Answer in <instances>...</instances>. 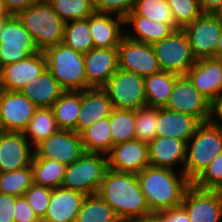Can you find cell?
<instances>
[{
  "label": "cell",
  "instance_id": "52",
  "mask_svg": "<svg viewBox=\"0 0 222 222\" xmlns=\"http://www.w3.org/2000/svg\"><path fill=\"white\" fill-rule=\"evenodd\" d=\"M13 16V14L8 13L5 16H1L0 17V34L2 32V30L4 29L6 22Z\"/></svg>",
  "mask_w": 222,
  "mask_h": 222
},
{
  "label": "cell",
  "instance_id": "2",
  "mask_svg": "<svg viewBox=\"0 0 222 222\" xmlns=\"http://www.w3.org/2000/svg\"><path fill=\"white\" fill-rule=\"evenodd\" d=\"M136 176L150 212L181 206L184 193L192 184L184 173L177 178L173 169L150 165Z\"/></svg>",
  "mask_w": 222,
  "mask_h": 222
},
{
  "label": "cell",
  "instance_id": "54",
  "mask_svg": "<svg viewBox=\"0 0 222 222\" xmlns=\"http://www.w3.org/2000/svg\"><path fill=\"white\" fill-rule=\"evenodd\" d=\"M2 74H3V66L0 64V88H2Z\"/></svg>",
  "mask_w": 222,
  "mask_h": 222
},
{
  "label": "cell",
  "instance_id": "10",
  "mask_svg": "<svg viewBox=\"0 0 222 222\" xmlns=\"http://www.w3.org/2000/svg\"><path fill=\"white\" fill-rule=\"evenodd\" d=\"M183 30L189 38L196 61L216 57V48L221 34L220 16L216 13H202Z\"/></svg>",
  "mask_w": 222,
  "mask_h": 222
},
{
  "label": "cell",
  "instance_id": "23",
  "mask_svg": "<svg viewBox=\"0 0 222 222\" xmlns=\"http://www.w3.org/2000/svg\"><path fill=\"white\" fill-rule=\"evenodd\" d=\"M94 12L88 17V27L94 41V48H118L125 30L121 29L124 18L116 15ZM121 25V26H120Z\"/></svg>",
  "mask_w": 222,
  "mask_h": 222
},
{
  "label": "cell",
  "instance_id": "41",
  "mask_svg": "<svg viewBox=\"0 0 222 222\" xmlns=\"http://www.w3.org/2000/svg\"><path fill=\"white\" fill-rule=\"evenodd\" d=\"M192 184L199 189L222 191V152Z\"/></svg>",
  "mask_w": 222,
  "mask_h": 222
},
{
  "label": "cell",
  "instance_id": "11",
  "mask_svg": "<svg viewBox=\"0 0 222 222\" xmlns=\"http://www.w3.org/2000/svg\"><path fill=\"white\" fill-rule=\"evenodd\" d=\"M40 52L31 34L16 15L7 22L0 34V64L6 66Z\"/></svg>",
  "mask_w": 222,
  "mask_h": 222
},
{
  "label": "cell",
  "instance_id": "9",
  "mask_svg": "<svg viewBox=\"0 0 222 222\" xmlns=\"http://www.w3.org/2000/svg\"><path fill=\"white\" fill-rule=\"evenodd\" d=\"M197 118L201 123L211 121L212 103L193 86L186 75H179L164 107Z\"/></svg>",
  "mask_w": 222,
  "mask_h": 222
},
{
  "label": "cell",
  "instance_id": "16",
  "mask_svg": "<svg viewBox=\"0 0 222 222\" xmlns=\"http://www.w3.org/2000/svg\"><path fill=\"white\" fill-rule=\"evenodd\" d=\"M107 154L108 169L117 172L137 174L150 165L148 143L137 139L116 144Z\"/></svg>",
  "mask_w": 222,
  "mask_h": 222
},
{
  "label": "cell",
  "instance_id": "6",
  "mask_svg": "<svg viewBox=\"0 0 222 222\" xmlns=\"http://www.w3.org/2000/svg\"><path fill=\"white\" fill-rule=\"evenodd\" d=\"M100 153L85 152L66 167L61 187L78 191L85 196L97 194L107 171V157Z\"/></svg>",
  "mask_w": 222,
  "mask_h": 222
},
{
  "label": "cell",
  "instance_id": "12",
  "mask_svg": "<svg viewBox=\"0 0 222 222\" xmlns=\"http://www.w3.org/2000/svg\"><path fill=\"white\" fill-rule=\"evenodd\" d=\"M85 153L80 134L71 130H59L34 147V155L42 159L57 160L66 166Z\"/></svg>",
  "mask_w": 222,
  "mask_h": 222
},
{
  "label": "cell",
  "instance_id": "35",
  "mask_svg": "<svg viewBox=\"0 0 222 222\" xmlns=\"http://www.w3.org/2000/svg\"><path fill=\"white\" fill-rule=\"evenodd\" d=\"M63 43L81 53L93 49L94 41L88 27V18L67 22Z\"/></svg>",
  "mask_w": 222,
  "mask_h": 222
},
{
  "label": "cell",
  "instance_id": "34",
  "mask_svg": "<svg viewBox=\"0 0 222 222\" xmlns=\"http://www.w3.org/2000/svg\"><path fill=\"white\" fill-rule=\"evenodd\" d=\"M112 146L136 139L135 110L113 109L110 114Z\"/></svg>",
  "mask_w": 222,
  "mask_h": 222
},
{
  "label": "cell",
  "instance_id": "38",
  "mask_svg": "<svg viewBox=\"0 0 222 222\" xmlns=\"http://www.w3.org/2000/svg\"><path fill=\"white\" fill-rule=\"evenodd\" d=\"M53 10L67 23L86 19L94 12V0H47Z\"/></svg>",
  "mask_w": 222,
  "mask_h": 222
},
{
  "label": "cell",
  "instance_id": "27",
  "mask_svg": "<svg viewBox=\"0 0 222 222\" xmlns=\"http://www.w3.org/2000/svg\"><path fill=\"white\" fill-rule=\"evenodd\" d=\"M126 24H133V29H135L136 33L134 35V33L129 34V32L125 31V36L130 40L146 44L160 41L174 31L169 24L158 23L138 14H128L124 18V25Z\"/></svg>",
  "mask_w": 222,
  "mask_h": 222
},
{
  "label": "cell",
  "instance_id": "33",
  "mask_svg": "<svg viewBox=\"0 0 222 222\" xmlns=\"http://www.w3.org/2000/svg\"><path fill=\"white\" fill-rule=\"evenodd\" d=\"M76 222H121L115 211L98 195L86 196Z\"/></svg>",
  "mask_w": 222,
  "mask_h": 222
},
{
  "label": "cell",
  "instance_id": "47",
  "mask_svg": "<svg viewBox=\"0 0 222 222\" xmlns=\"http://www.w3.org/2000/svg\"><path fill=\"white\" fill-rule=\"evenodd\" d=\"M7 11L16 15L21 10L33 5L37 0H2Z\"/></svg>",
  "mask_w": 222,
  "mask_h": 222
},
{
  "label": "cell",
  "instance_id": "1",
  "mask_svg": "<svg viewBox=\"0 0 222 222\" xmlns=\"http://www.w3.org/2000/svg\"><path fill=\"white\" fill-rule=\"evenodd\" d=\"M97 194L121 222H133L150 213L136 174L107 169Z\"/></svg>",
  "mask_w": 222,
  "mask_h": 222
},
{
  "label": "cell",
  "instance_id": "36",
  "mask_svg": "<svg viewBox=\"0 0 222 222\" xmlns=\"http://www.w3.org/2000/svg\"><path fill=\"white\" fill-rule=\"evenodd\" d=\"M129 14H138L158 23L169 24L174 30L179 29L167 0H137Z\"/></svg>",
  "mask_w": 222,
  "mask_h": 222
},
{
  "label": "cell",
  "instance_id": "25",
  "mask_svg": "<svg viewBox=\"0 0 222 222\" xmlns=\"http://www.w3.org/2000/svg\"><path fill=\"white\" fill-rule=\"evenodd\" d=\"M200 124L195 117L164 107L158 108L157 136L174 137L188 142Z\"/></svg>",
  "mask_w": 222,
  "mask_h": 222
},
{
  "label": "cell",
  "instance_id": "32",
  "mask_svg": "<svg viewBox=\"0 0 222 222\" xmlns=\"http://www.w3.org/2000/svg\"><path fill=\"white\" fill-rule=\"evenodd\" d=\"M66 167L57 160L42 159L34 155L31 163L33 181L37 185L51 189L61 187Z\"/></svg>",
  "mask_w": 222,
  "mask_h": 222
},
{
  "label": "cell",
  "instance_id": "44",
  "mask_svg": "<svg viewBox=\"0 0 222 222\" xmlns=\"http://www.w3.org/2000/svg\"><path fill=\"white\" fill-rule=\"evenodd\" d=\"M15 222H42L27 203L24 196L16 197L14 206Z\"/></svg>",
  "mask_w": 222,
  "mask_h": 222
},
{
  "label": "cell",
  "instance_id": "5",
  "mask_svg": "<svg viewBox=\"0 0 222 222\" xmlns=\"http://www.w3.org/2000/svg\"><path fill=\"white\" fill-rule=\"evenodd\" d=\"M47 69L65 91L86 90L84 53L64 43L44 51Z\"/></svg>",
  "mask_w": 222,
  "mask_h": 222
},
{
  "label": "cell",
  "instance_id": "37",
  "mask_svg": "<svg viewBox=\"0 0 222 222\" xmlns=\"http://www.w3.org/2000/svg\"><path fill=\"white\" fill-rule=\"evenodd\" d=\"M34 183L31 165L11 172L0 173V193L23 196Z\"/></svg>",
  "mask_w": 222,
  "mask_h": 222
},
{
  "label": "cell",
  "instance_id": "13",
  "mask_svg": "<svg viewBox=\"0 0 222 222\" xmlns=\"http://www.w3.org/2000/svg\"><path fill=\"white\" fill-rule=\"evenodd\" d=\"M117 50L118 67L123 71L145 78L161 70L152 44L136 42L124 36Z\"/></svg>",
  "mask_w": 222,
  "mask_h": 222
},
{
  "label": "cell",
  "instance_id": "28",
  "mask_svg": "<svg viewBox=\"0 0 222 222\" xmlns=\"http://www.w3.org/2000/svg\"><path fill=\"white\" fill-rule=\"evenodd\" d=\"M179 75L160 70L144 78L145 95L148 107L163 108Z\"/></svg>",
  "mask_w": 222,
  "mask_h": 222
},
{
  "label": "cell",
  "instance_id": "21",
  "mask_svg": "<svg viewBox=\"0 0 222 222\" xmlns=\"http://www.w3.org/2000/svg\"><path fill=\"white\" fill-rule=\"evenodd\" d=\"M114 107L107 92L103 88H88L81 91V110L75 127L80 134L94 123L107 118Z\"/></svg>",
  "mask_w": 222,
  "mask_h": 222
},
{
  "label": "cell",
  "instance_id": "4",
  "mask_svg": "<svg viewBox=\"0 0 222 222\" xmlns=\"http://www.w3.org/2000/svg\"><path fill=\"white\" fill-rule=\"evenodd\" d=\"M189 141L192 142L191 147ZM221 152L222 129L212 121L201 123L187 142L182 172L193 183Z\"/></svg>",
  "mask_w": 222,
  "mask_h": 222
},
{
  "label": "cell",
  "instance_id": "7",
  "mask_svg": "<svg viewBox=\"0 0 222 222\" xmlns=\"http://www.w3.org/2000/svg\"><path fill=\"white\" fill-rule=\"evenodd\" d=\"M161 70L186 75L196 63L189 38L183 29L174 30L168 37L152 44Z\"/></svg>",
  "mask_w": 222,
  "mask_h": 222
},
{
  "label": "cell",
  "instance_id": "39",
  "mask_svg": "<svg viewBox=\"0 0 222 222\" xmlns=\"http://www.w3.org/2000/svg\"><path fill=\"white\" fill-rule=\"evenodd\" d=\"M158 120V108L143 107L135 111V135L136 139L149 143L156 136V127Z\"/></svg>",
  "mask_w": 222,
  "mask_h": 222
},
{
  "label": "cell",
  "instance_id": "26",
  "mask_svg": "<svg viewBox=\"0 0 222 222\" xmlns=\"http://www.w3.org/2000/svg\"><path fill=\"white\" fill-rule=\"evenodd\" d=\"M20 92L38 108H51L65 90L52 76L50 71L46 69L40 75L27 82Z\"/></svg>",
  "mask_w": 222,
  "mask_h": 222
},
{
  "label": "cell",
  "instance_id": "48",
  "mask_svg": "<svg viewBox=\"0 0 222 222\" xmlns=\"http://www.w3.org/2000/svg\"><path fill=\"white\" fill-rule=\"evenodd\" d=\"M199 2L202 13H216L222 4V0H199Z\"/></svg>",
  "mask_w": 222,
  "mask_h": 222
},
{
  "label": "cell",
  "instance_id": "8",
  "mask_svg": "<svg viewBox=\"0 0 222 222\" xmlns=\"http://www.w3.org/2000/svg\"><path fill=\"white\" fill-rule=\"evenodd\" d=\"M115 109L137 110L147 106L144 77L118 69L105 84Z\"/></svg>",
  "mask_w": 222,
  "mask_h": 222
},
{
  "label": "cell",
  "instance_id": "18",
  "mask_svg": "<svg viewBox=\"0 0 222 222\" xmlns=\"http://www.w3.org/2000/svg\"><path fill=\"white\" fill-rule=\"evenodd\" d=\"M33 149L24 133L0 131V173L30 166Z\"/></svg>",
  "mask_w": 222,
  "mask_h": 222
},
{
  "label": "cell",
  "instance_id": "17",
  "mask_svg": "<svg viewBox=\"0 0 222 222\" xmlns=\"http://www.w3.org/2000/svg\"><path fill=\"white\" fill-rule=\"evenodd\" d=\"M186 76L193 86L212 104L222 97V59L206 58L197 60Z\"/></svg>",
  "mask_w": 222,
  "mask_h": 222
},
{
  "label": "cell",
  "instance_id": "40",
  "mask_svg": "<svg viewBox=\"0 0 222 222\" xmlns=\"http://www.w3.org/2000/svg\"><path fill=\"white\" fill-rule=\"evenodd\" d=\"M167 2L179 29H184L202 14L199 0H167Z\"/></svg>",
  "mask_w": 222,
  "mask_h": 222
},
{
  "label": "cell",
  "instance_id": "19",
  "mask_svg": "<svg viewBox=\"0 0 222 222\" xmlns=\"http://www.w3.org/2000/svg\"><path fill=\"white\" fill-rule=\"evenodd\" d=\"M86 89L103 88L119 69L117 48H93L84 53Z\"/></svg>",
  "mask_w": 222,
  "mask_h": 222
},
{
  "label": "cell",
  "instance_id": "24",
  "mask_svg": "<svg viewBox=\"0 0 222 222\" xmlns=\"http://www.w3.org/2000/svg\"><path fill=\"white\" fill-rule=\"evenodd\" d=\"M186 148L185 140L156 136L148 143L150 166L173 169L179 162L184 164Z\"/></svg>",
  "mask_w": 222,
  "mask_h": 222
},
{
  "label": "cell",
  "instance_id": "15",
  "mask_svg": "<svg viewBox=\"0 0 222 222\" xmlns=\"http://www.w3.org/2000/svg\"><path fill=\"white\" fill-rule=\"evenodd\" d=\"M37 108L20 91L2 90L0 97V131L23 133Z\"/></svg>",
  "mask_w": 222,
  "mask_h": 222
},
{
  "label": "cell",
  "instance_id": "43",
  "mask_svg": "<svg viewBox=\"0 0 222 222\" xmlns=\"http://www.w3.org/2000/svg\"><path fill=\"white\" fill-rule=\"evenodd\" d=\"M137 0H94L97 13L117 14L125 18L132 10Z\"/></svg>",
  "mask_w": 222,
  "mask_h": 222
},
{
  "label": "cell",
  "instance_id": "30",
  "mask_svg": "<svg viewBox=\"0 0 222 222\" xmlns=\"http://www.w3.org/2000/svg\"><path fill=\"white\" fill-rule=\"evenodd\" d=\"M110 116L80 133L85 152L107 155L112 148Z\"/></svg>",
  "mask_w": 222,
  "mask_h": 222
},
{
  "label": "cell",
  "instance_id": "45",
  "mask_svg": "<svg viewBox=\"0 0 222 222\" xmlns=\"http://www.w3.org/2000/svg\"><path fill=\"white\" fill-rule=\"evenodd\" d=\"M16 197L0 193V222L14 221V206Z\"/></svg>",
  "mask_w": 222,
  "mask_h": 222
},
{
  "label": "cell",
  "instance_id": "46",
  "mask_svg": "<svg viewBox=\"0 0 222 222\" xmlns=\"http://www.w3.org/2000/svg\"><path fill=\"white\" fill-rule=\"evenodd\" d=\"M159 222H190L186 210L182 206L159 212Z\"/></svg>",
  "mask_w": 222,
  "mask_h": 222
},
{
  "label": "cell",
  "instance_id": "22",
  "mask_svg": "<svg viewBox=\"0 0 222 222\" xmlns=\"http://www.w3.org/2000/svg\"><path fill=\"white\" fill-rule=\"evenodd\" d=\"M85 197L83 193L63 187L52 189L50 203L42 222H76Z\"/></svg>",
  "mask_w": 222,
  "mask_h": 222
},
{
  "label": "cell",
  "instance_id": "42",
  "mask_svg": "<svg viewBox=\"0 0 222 222\" xmlns=\"http://www.w3.org/2000/svg\"><path fill=\"white\" fill-rule=\"evenodd\" d=\"M52 189L33 183L23 195L34 213L42 221L50 203Z\"/></svg>",
  "mask_w": 222,
  "mask_h": 222
},
{
  "label": "cell",
  "instance_id": "53",
  "mask_svg": "<svg viewBox=\"0 0 222 222\" xmlns=\"http://www.w3.org/2000/svg\"><path fill=\"white\" fill-rule=\"evenodd\" d=\"M9 12L7 11L4 2L0 0V17L7 15Z\"/></svg>",
  "mask_w": 222,
  "mask_h": 222
},
{
  "label": "cell",
  "instance_id": "29",
  "mask_svg": "<svg viewBox=\"0 0 222 222\" xmlns=\"http://www.w3.org/2000/svg\"><path fill=\"white\" fill-rule=\"evenodd\" d=\"M51 108L60 130L75 131L81 110V91H65Z\"/></svg>",
  "mask_w": 222,
  "mask_h": 222
},
{
  "label": "cell",
  "instance_id": "14",
  "mask_svg": "<svg viewBox=\"0 0 222 222\" xmlns=\"http://www.w3.org/2000/svg\"><path fill=\"white\" fill-rule=\"evenodd\" d=\"M181 206L190 222H219L222 218V191L199 189L191 184L184 193Z\"/></svg>",
  "mask_w": 222,
  "mask_h": 222
},
{
  "label": "cell",
  "instance_id": "3",
  "mask_svg": "<svg viewBox=\"0 0 222 222\" xmlns=\"http://www.w3.org/2000/svg\"><path fill=\"white\" fill-rule=\"evenodd\" d=\"M31 34L39 51L63 43L66 22L53 10L47 0H37L16 14Z\"/></svg>",
  "mask_w": 222,
  "mask_h": 222
},
{
  "label": "cell",
  "instance_id": "20",
  "mask_svg": "<svg viewBox=\"0 0 222 222\" xmlns=\"http://www.w3.org/2000/svg\"><path fill=\"white\" fill-rule=\"evenodd\" d=\"M47 69L44 52H37L28 58L3 66L2 90L20 91L27 82Z\"/></svg>",
  "mask_w": 222,
  "mask_h": 222
},
{
  "label": "cell",
  "instance_id": "51",
  "mask_svg": "<svg viewBox=\"0 0 222 222\" xmlns=\"http://www.w3.org/2000/svg\"><path fill=\"white\" fill-rule=\"evenodd\" d=\"M216 58L222 59V18H221V34L216 48Z\"/></svg>",
  "mask_w": 222,
  "mask_h": 222
},
{
  "label": "cell",
  "instance_id": "55",
  "mask_svg": "<svg viewBox=\"0 0 222 222\" xmlns=\"http://www.w3.org/2000/svg\"><path fill=\"white\" fill-rule=\"evenodd\" d=\"M216 14L222 18V4Z\"/></svg>",
  "mask_w": 222,
  "mask_h": 222
},
{
  "label": "cell",
  "instance_id": "50",
  "mask_svg": "<svg viewBox=\"0 0 222 222\" xmlns=\"http://www.w3.org/2000/svg\"><path fill=\"white\" fill-rule=\"evenodd\" d=\"M133 222H159V212H150Z\"/></svg>",
  "mask_w": 222,
  "mask_h": 222
},
{
  "label": "cell",
  "instance_id": "31",
  "mask_svg": "<svg viewBox=\"0 0 222 222\" xmlns=\"http://www.w3.org/2000/svg\"><path fill=\"white\" fill-rule=\"evenodd\" d=\"M59 130L52 108L40 107L35 110L23 133L27 139L30 138L28 141L35 147Z\"/></svg>",
  "mask_w": 222,
  "mask_h": 222
},
{
  "label": "cell",
  "instance_id": "49",
  "mask_svg": "<svg viewBox=\"0 0 222 222\" xmlns=\"http://www.w3.org/2000/svg\"><path fill=\"white\" fill-rule=\"evenodd\" d=\"M219 120L221 119L222 121V97L218 98L213 104H212V117H211V121L220 129H222V123L220 124V121L218 122L215 121L216 118ZM215 118V119H214Z\"/></svg>",
  "mask_w": 222,
  "mask_h": 222
}]
</instances>
